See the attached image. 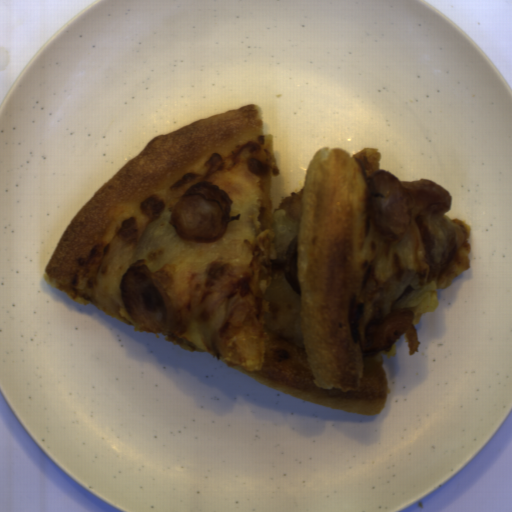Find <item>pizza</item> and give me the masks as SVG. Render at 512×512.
Returning a JSON list of instances; mask_svg holds the SVG:
<instances>
[{"instance_id": "obj_1", "label": "pizza", "mask_w": 512, "mask_h": 512, "mask_svg": "<svg viewBox=\"0 0 512 512\" xmlns=\"http://www.w3.org/2000/svg\"><path fill=\"white\" fill-rule=\"evenodd\" d=\"M378 148L351 155L322 146L300 191L274 210L272 178L281 170L263 110L241 105L158 134L105 182L70 220L43 278L79 305L93 304L135 326L121 300L124 272L145 259L175 307L163 340L208 353L227 367L284 394L335 410L380 414L390 390L373 339L382 319L413 310L407 351L421 348L423 313L440 305L471 265L472 225L412 208L410 228L382 242L368 214V178ZM220 186L234 201L215 243L184 242L168 220L196 181ZM299 234L302 298L280 269Z\"/></svg>"}]
</instances>
